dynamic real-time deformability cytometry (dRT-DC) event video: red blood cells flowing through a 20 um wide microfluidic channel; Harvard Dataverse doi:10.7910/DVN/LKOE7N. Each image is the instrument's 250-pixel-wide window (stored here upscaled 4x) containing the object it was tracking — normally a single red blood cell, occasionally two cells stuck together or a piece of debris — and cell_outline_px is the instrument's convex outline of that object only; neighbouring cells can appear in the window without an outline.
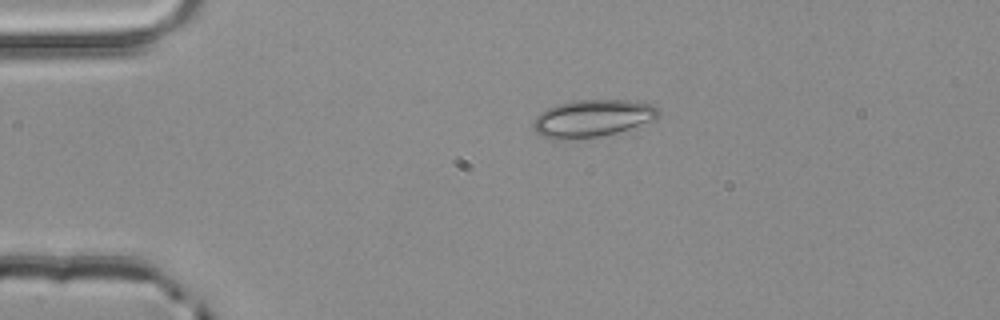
{"species": "common noctule bat (a hibernating species)", "species_latin": "Nyctalus noctula", "temperature_condition": "room temperature", "stored_images_in_passage": 3, "camera_frame_rate_fps": 3000, "um_per_image_px": 0.085, "animal": {"sex": "male", "body_mass_g": 20.4}, "frame": {"image": 1, "passage_image": 3, "time_ms": 0.667, "image_size_px": [1000, 320], "cell_outline_px": [[660, 116], [656, 120], [616, 132], [600, 136], [560, 140], [552, 140], [540, 136], [532, 128], [532, 124], [536, 116], [540, 112], [556, 104], [572, 100], [628, 100], [652, 104], [660, 112]], "centroid_in_image_um": [50.32, 10.06], "position_along_channel_um": 34.7, "area_um2": 27.46}}